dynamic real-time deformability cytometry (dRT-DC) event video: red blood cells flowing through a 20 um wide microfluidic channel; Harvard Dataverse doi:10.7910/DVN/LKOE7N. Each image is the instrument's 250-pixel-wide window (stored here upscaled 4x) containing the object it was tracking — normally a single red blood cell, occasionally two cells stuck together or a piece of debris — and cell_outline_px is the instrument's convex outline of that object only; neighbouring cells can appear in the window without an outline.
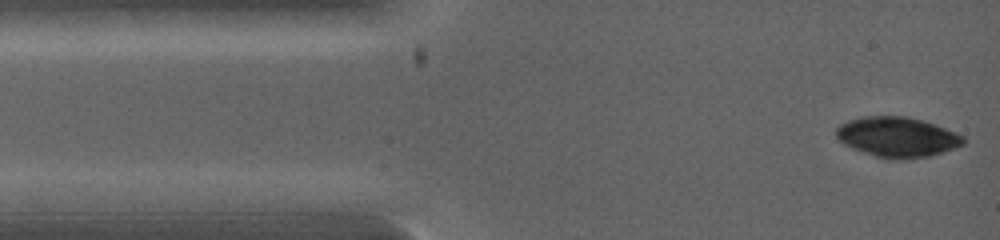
{"species": "common noctule bat (a hibernating species)", "species_latin": "Nyctalus noctula", "temperature_condition": "warm", "stored_images_in_passage": 7, "camera_frame_rate_fps": 5000, "um_per_image_px": 0.085, "animal": {"sex": "female", "body_mass_g": 19.0, "forearm_length_mm": 53.3}, "frame": {"image": 1, "passage_image": 1, "time_ms": 0.0, "image_size_px": [1000, 240], "cell_outline_px": [[964, 144], [928, 156], [904, 160], [876, 156], [852, 148], [844, 144], [836, 136], [836, 128], [840, 124], [848, 120], [864, 116], [908, 116], [936, 124], [956, 132], [964, 136]], "centroid_in_image_um": [76.26, 11.63], "position_along_channel_um": 8.7, "area_um2": 29.54}}